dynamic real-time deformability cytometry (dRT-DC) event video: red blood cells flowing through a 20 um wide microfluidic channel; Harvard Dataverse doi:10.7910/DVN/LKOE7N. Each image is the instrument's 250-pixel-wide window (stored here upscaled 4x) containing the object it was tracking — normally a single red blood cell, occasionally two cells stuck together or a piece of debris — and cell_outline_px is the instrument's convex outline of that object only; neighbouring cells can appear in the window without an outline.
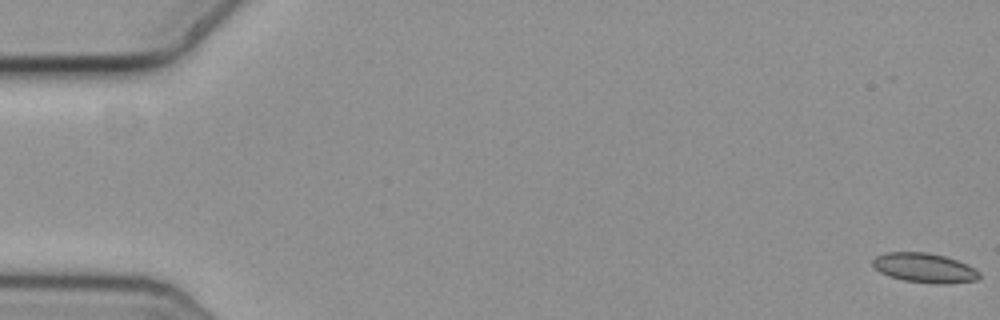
{"species": "common noctule bat (a hibernating species)", "species_latin": "Nyctalus noctula", "temperature_condition": "cold", "stored_images_in_passage": 58, "camera_frame_rate_fps": 3000, "um_per_image_px": 0.085, "animal": {"sex": "female", "body_mass_g": 19.3, "forearm_length_mm": 54.1}, "frame": {"image": 1, "passage_image": 1, "time_ms": 0.0, "image_size_px": [1000, 320], "cell_outline_px": [[980, 276], [976, 280], [948, 284], [936, 284], [904, 280], [888, 276], [880, 272], [872, 264], [872, 260], [876, 256], [888, 252], [928, 252], [944, 256], [956, 260], [976, 268], [980, 272]], "centroid_in_image_um": [78.59, 22.77], "position_along_channel_um": 6.4, "area_um2": 18.38}}
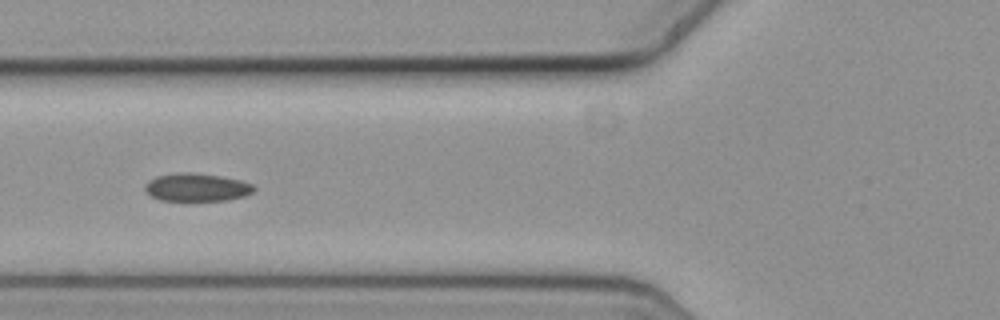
{"frame": {"image": 2, "passage_image": 23, "time_ms": 7.333, "image_size_px": [1000, 320], "cell_outline_px": [[256, 188], [252, 192], [244, 196], [228, 200], [160, 200], [144, 192], [144, 184], [148, 180], [156, 176], [180, 172], [192, 172], [220, 176], [240, 180], [252, 184]], "centroid_in_image_um": [16.68, 15.91], "position_along_channel_um": 109.1, "area_um2": 17.8}}
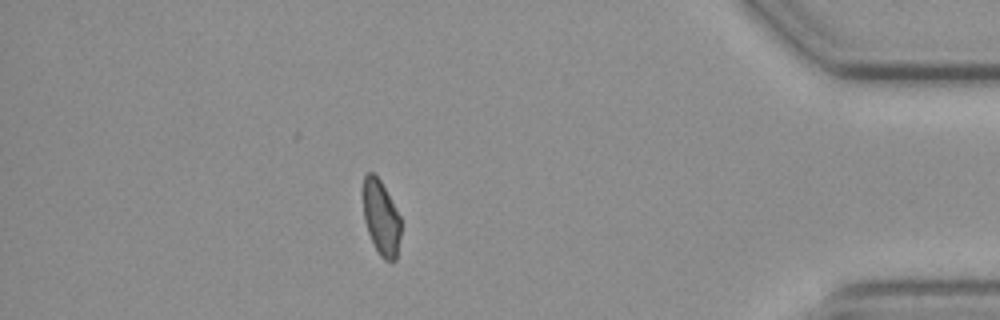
{"frame": {"image": 3, "passage_image": 51, "time_ms": 16.667, "image_size_px": [1000, 320], "cell_outline_px": [[400, 236], [396, 260], [384, 260], [380, 256], [368, 232], [364, 220], [364, 176], [368, 172], [372, 172], [380, 180], [400, 216]], "centroid_in_image_um": [32.4, 18.53], "position_along_channel_um": 402.8, "area_um2": 16.07}, "authors_computed_cell_mechanics": {"area_um2": 17.8602, "velocity_mm_per_s": 3.637, "shape_relaxation_time_tau1_ms": null, "shape_relaxation_time_tau2_ms": 3.3153, "deformation_change_tau1": null, "deformation_change_tau2": 0.0764}}